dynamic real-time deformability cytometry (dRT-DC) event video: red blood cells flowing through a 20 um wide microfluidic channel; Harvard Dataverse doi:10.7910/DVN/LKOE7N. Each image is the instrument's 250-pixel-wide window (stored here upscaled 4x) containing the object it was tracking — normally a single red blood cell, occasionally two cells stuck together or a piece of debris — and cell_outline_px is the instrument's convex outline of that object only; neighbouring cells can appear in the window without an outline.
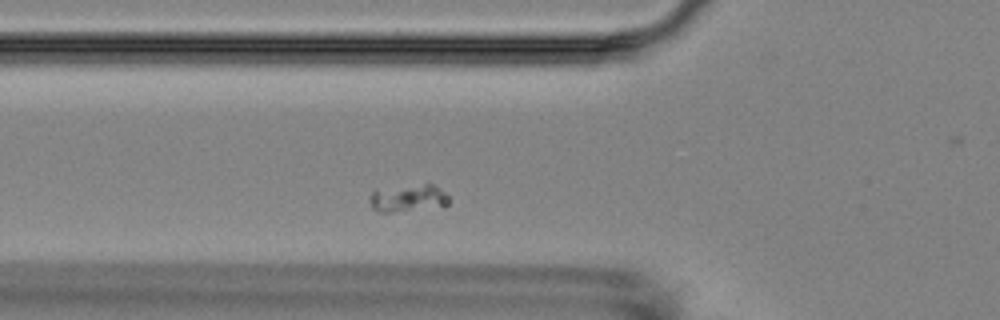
{"species": "Egyptian fruit bat (a non-hibernating species)", "species_latin": "Rousettus aegyptiacus", "temperature_condition": "room temperature", "stored_images_in_passage": 2, "camera_frame_rate_fps": 3000, "um_per_image_px": 0.085, "animal": {"sex": "female"}, "frame": {"image": 1, "passage_image": 2, "time_ms": 1.0, "image_size_px": [1000, 320], "cell_outline_px": [[448, 204], [444, 208], [392, 212], [376, 212], [372, 208], [368, 200], [368, 196], [376, 188], [424, 184], [432, 184], [440, 188], [448, 196]], "centroid_in_image_um": [34.67, 16.86], "position_along_channel_um": 91.1, "area_um2": 13.24}}